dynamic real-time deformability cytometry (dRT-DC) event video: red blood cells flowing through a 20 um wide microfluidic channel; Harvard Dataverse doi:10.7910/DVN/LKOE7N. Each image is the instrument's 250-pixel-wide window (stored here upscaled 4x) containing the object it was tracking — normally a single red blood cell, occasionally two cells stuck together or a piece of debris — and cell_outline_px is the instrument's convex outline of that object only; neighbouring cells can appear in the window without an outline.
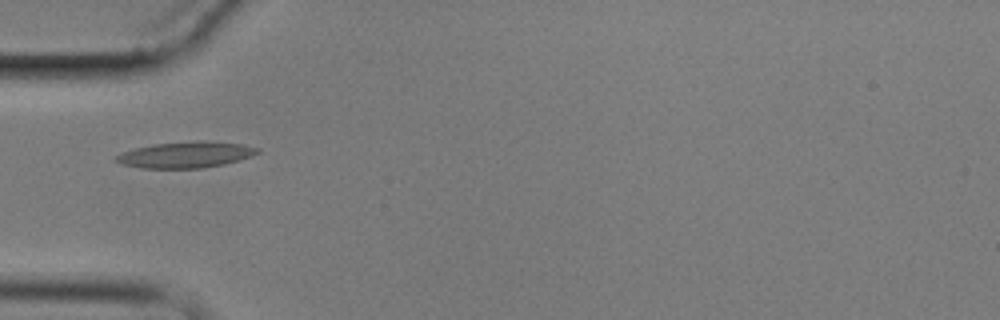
{"species": "common noctule bat (a hibernating species)", "species_latin": "Nyctalus noctula", "temperature_condition": "cold", "stored_images_in_passage": 15, "camera_frame_rate_fps": 3000, "um_per_image_px": 0.085, "animal": {"sex": "male", "body_mass_g": 17.9}, "frame": {"image": 1, "passage_image": 5, "time_ms": 5.667, "image_size_px": [1000, 320], "cell_outline_px": [[260, 152], [240, 160], [224, 164], [200, 168], [140, 168], [120, 164], [112, 160], [116, 156], [124, 152], [136, 148], [156, 144], [196, 140], [204, 140], [244, 144], [260, 148]], "centroid_in_image_um": [15.81, 13.15], "position_along_channel_um": 69.2, "area_um2": 21.62}}
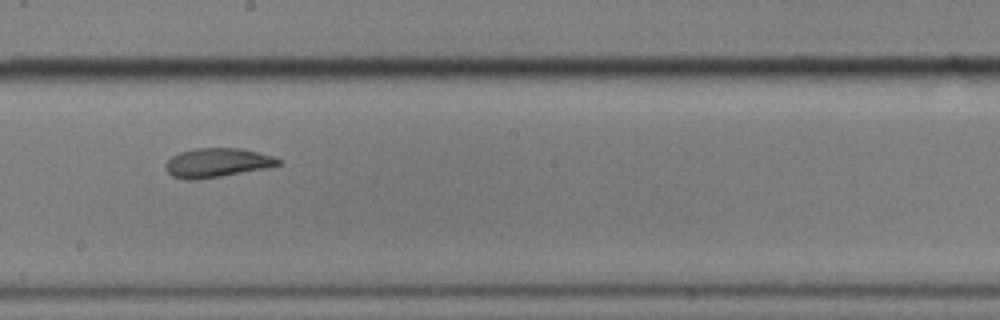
{"frame": {"image": 2, "passage_image": 9, "time_ms": 10.333, "image_size_px": [1000, 320], "cell_outline_px": [[280, 164], [268, 168], [196, 180], [184, 180], [172, 176], [164, 168], [164, 164], [172, 156], [180, 152], [196, 148], [240, 148], [276, 156], [280, 160]], "centroid_in_image_um": [18.44, 13.83], "position_along_channel_um": 229.8, "area_um2": 19.25}}
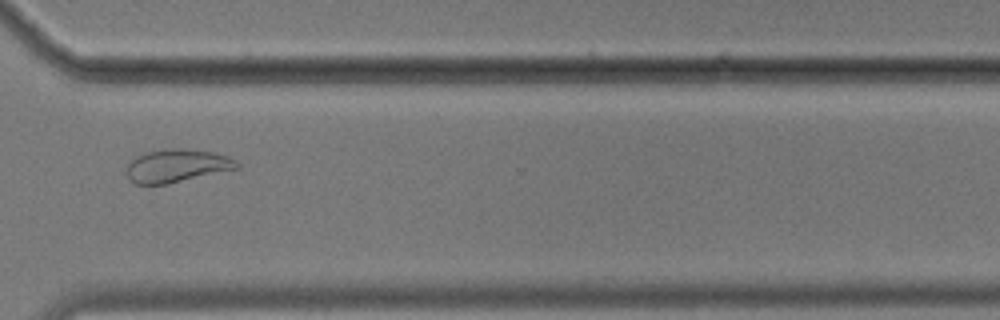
{"frame": {"image": 3, "passage_image": 12, "time_ms": 14.0, "image_size_px": [1000, 320], "cell_outline_px": [[240, 168], [168, 184], [136, 184], [128, 180], [124, 168], [128, 160], [136, 156], [148, 152], [168, 148], [180, 148], [212, 152], [228, 156], [236, 160], [240, 164]], "centroid_in_image_um": [14.99, 14.1], "position_along_channel_um": 355.6, "area_um2": 21.62}, "authors_computed_cell_mechanics": {"area_um2": 21.6172, "velocity_mm_per_s": 3.4408, "shape_relaxation_time_tau1_ms": 7.1825, "shape_relaxation_time_tau2_ms": 2.2323, "deformation_change_tau1": 0.1902, "deformation_change_tau2": 0.0677}}